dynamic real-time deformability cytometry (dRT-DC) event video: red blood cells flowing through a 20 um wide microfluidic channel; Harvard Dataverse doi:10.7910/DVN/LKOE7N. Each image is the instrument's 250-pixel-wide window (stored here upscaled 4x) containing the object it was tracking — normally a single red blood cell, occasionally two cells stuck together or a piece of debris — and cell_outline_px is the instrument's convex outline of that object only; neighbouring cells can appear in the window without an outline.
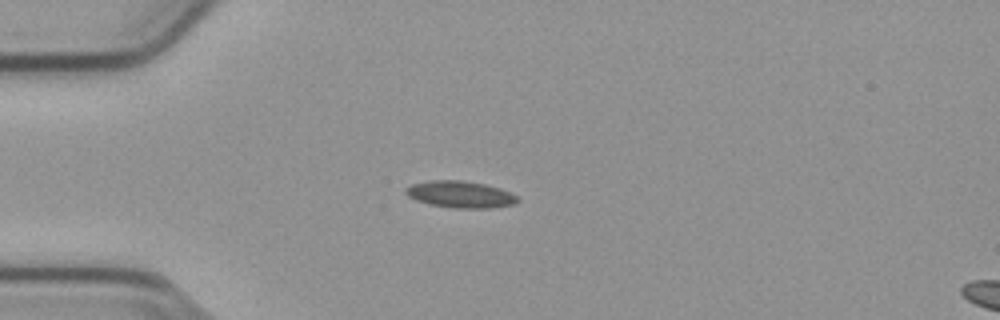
{"species": "common noctule bat (a hibernating species)", "species_latin": "Nyctalus noctula", "temperature_condition": "cold", "stored_images_in_passage": 41, "camera_frame_rate_fps": 3000, "um_per_image_px": 0.085, "animal": {"sex": "male", "body_mass_g": 23.1, "forearm_length_mm": 52.7}, "frame": {"image": 1, "passage_image": 1, "time_ms": 0.0, "image_size_px": [1000, 320], "cell_outline_px": [[520, 200], [516, 204], [488, 208], [456, 208], [432, 204], [416, 200], [408, 196], [404, 192], [404, 188], [412, 184], [428, 180], [460, 180], [484, 184], [500, 188], [516, 196]], "centroid_in_image_um": [39.11, 16.51], "position_along_channel_um": 45.9, "area_um2": 17.34}}
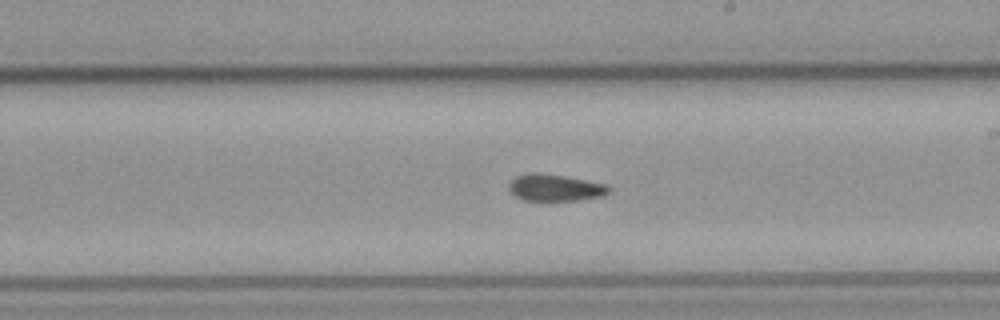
{"frame": {"image": 2, "passage_image": 18, "time_ms": 5.667, "image_size_px": [1000, 320], "cell_outline_px": [[612, 192], [604, 196], [576, 200], [524, 200], [516, 196], [508, 188], [508, 184], [516, 176], [528, 172], [540, 172], [564, 176], [608, 184], [612, 188]], "centroid_in_image_um": [47.23, 15.94], "position_along_channel_um": 241.8, "area_um2": 15.78}}
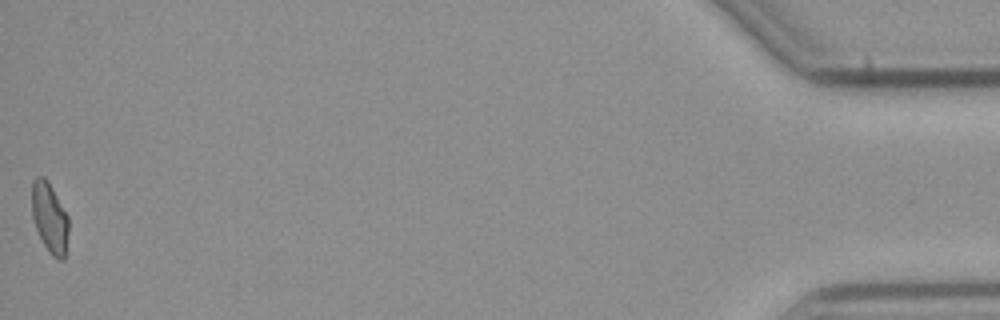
{"frame": {"image": 3, "passage_image": 41, "time_ms": 13.333, "image_size_px": [1000, 320], "cell_outline_px": [[68, 232], [64, 260], [56, 260], [48, 252], [36, 228], [32, 216], [32, 180], [36, 176], [44, 176], [48, 180], [68, 216]], "centroid_in_image_um": [4.22, 18.5], "position_along_channel_um": 431.0, "area_um2": 15.09}, "authors_computed_cell_mechanics": {"area_um2": 15.7794, "velocity_mm_per_s": 3.7815, "shape_relaxation_time_tau1_ms": null, "shape_relaxation_time_tau2_ms": 2.4008, "deformation_change_tau1": null, "deformation_change_tau2": 0.0798}}